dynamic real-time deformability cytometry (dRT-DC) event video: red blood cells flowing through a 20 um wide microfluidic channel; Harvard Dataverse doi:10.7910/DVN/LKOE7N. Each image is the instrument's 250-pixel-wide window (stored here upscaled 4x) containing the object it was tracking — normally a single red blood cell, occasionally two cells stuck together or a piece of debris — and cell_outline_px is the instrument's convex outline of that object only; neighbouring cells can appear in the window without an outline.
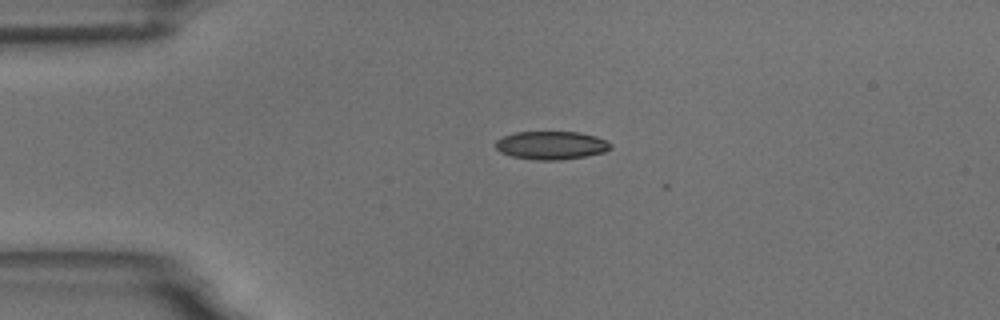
{"species": "common noctule bat (a hibernating species)", "species_latin": "Nyctalus noctula", "temperature_condition": "room temperature", "stored_images_in_passage": 3, "camera_frame_rate_fps": 3000, "um_per_image_px": 0.085, "animal": {"sex": "male", "body_mass_g": 18.8}, "frame": {"image": 1, "passage_image": 1, "time_ms": 0.0, "image_size_px": [1000, 320], "cell_outline_px": [[612, 148], [604, 152], [584, 156], [560, 160], [536, 160], [512, 156], [500, 152], [496, 148], [496, 140], [504, 136], [516, 132], [580, 132], [596, 136], [612, 144]], "centroid_in_image_um": [46.86, 12.35], "position_along_channel_um": 38.1, "area_um2": 18.84}}